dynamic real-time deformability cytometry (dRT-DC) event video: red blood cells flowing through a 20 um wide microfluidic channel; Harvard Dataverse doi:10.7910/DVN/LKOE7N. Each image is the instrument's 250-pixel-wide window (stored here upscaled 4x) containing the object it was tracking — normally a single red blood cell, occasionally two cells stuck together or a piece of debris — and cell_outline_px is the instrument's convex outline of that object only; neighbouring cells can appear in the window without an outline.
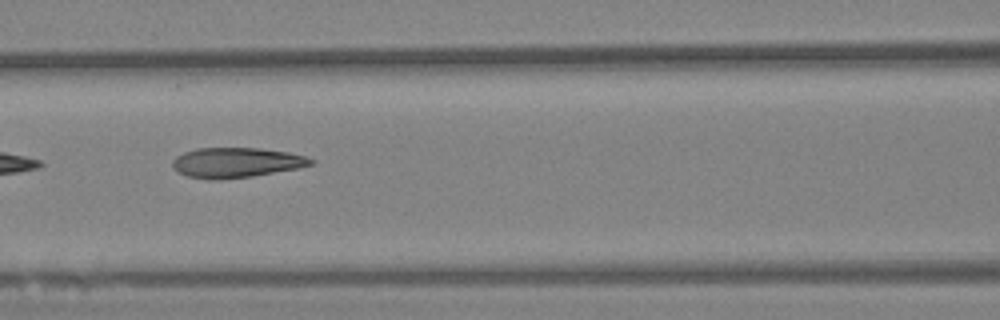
{"species": "Egyptian fruit bat (a non-hibernating species)", "species_latin": "Rousettus aegyptiacus", "temperature_condition": "warm", "stored_images_in_passage": 8, "camera_frame_rate_fps": 3000, "um_per_image_px": 0.085, "animal": {"sex": "female"}, "frame": {"image": 1, "passage_image": 6, "time_ms": 1.667, "image_size_px": [1000, 320], "cell_outline_px": [[316, 164], [296, 168], [252, 176], [220, 180], [208, 180], [188, 176], [180, 172], [172, 164], [172, 160], [176, 156], [184, 152], [196, 148], [260, 148], [288, 152], [304, 156], [316, 160]], "centroid_in_image_um": [20.09, 13.82], "position_along_channel_um": 146.5, "area_um2": 24.16}}
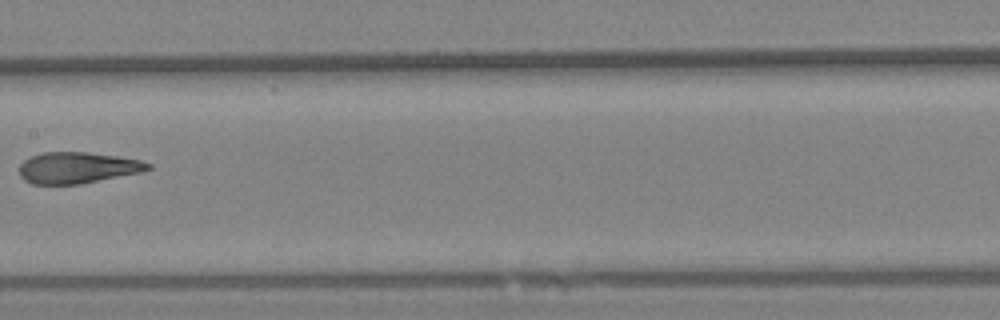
{"frame": {"image": 2, "passage_image": 7, "time_ms": 2.0, "image_size_px": [1000, 320], "cell_outline_px": [[152, 168], [140, 172], [80, 184], [32, 184], [24, 180], [20, 176], [20, 164], [24, 160], [32, 156], [44, 152], [88, 152], [116, 156], [140, 160], [152, 164]], "centroid_in_image_um": [6.57, 14.25], "position_along_channel_um": 200.8, "area_um2": 23.29}}
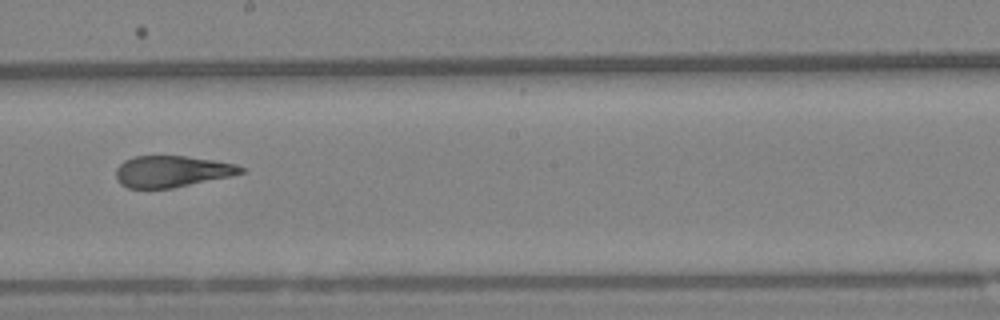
{"frame": {"image": 3, "passage_image": 8, "time_ms": 2.333, "image_size_px": [1000, 320], "cell_outline_px": [[244, 172], [232, 176], [172, 188], [128, 188], [120, 184], [116, 180], [116, 168], [124, 160], [136, 156], [184, 156], [212, 160], [236, 164], [244, 168]], "centroid_in_image_um": [14.59, 14.57], "position_along_channel_um": 233.6, "area_um2": 22.83}}